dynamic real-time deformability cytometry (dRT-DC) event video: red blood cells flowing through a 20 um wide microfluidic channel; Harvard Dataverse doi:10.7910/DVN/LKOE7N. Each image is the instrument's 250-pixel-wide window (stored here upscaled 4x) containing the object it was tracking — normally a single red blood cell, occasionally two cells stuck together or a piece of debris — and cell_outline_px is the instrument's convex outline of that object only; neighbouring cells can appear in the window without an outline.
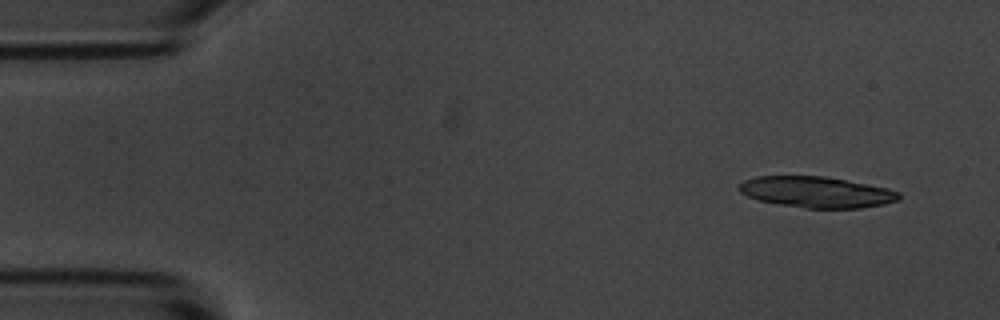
{"species": "common noctule bat (a hibernating species)", "species_latin": "Nyctalus noctula", "temperature_condition": "room temperature", "stored_images_in_passage": 3, "camera_frame_rate_fps": 3000, "um_per_image_px": 0.085, "animal": {"sex": "male", "body_mass_g": 20.1, "forearm_length_mm": 53.5}, "frame": {"image": 1, "passage_image": 1, "time_ms": 0.0, "image_size_px": [1000, 320], "cell_outline_px": [[900, 200], [884, 204], [860, 208], [808, 208], [780, 204], [760, 200], [748, 196], [740, 192], [736, 188], [744, 180], [756, 176], [824, 176], [888, 188], [900, 192]], "centroid_in_image_um": [69.41, 16.32], "position_along_channel_um": 15.6, "area_um2": 28.78}}